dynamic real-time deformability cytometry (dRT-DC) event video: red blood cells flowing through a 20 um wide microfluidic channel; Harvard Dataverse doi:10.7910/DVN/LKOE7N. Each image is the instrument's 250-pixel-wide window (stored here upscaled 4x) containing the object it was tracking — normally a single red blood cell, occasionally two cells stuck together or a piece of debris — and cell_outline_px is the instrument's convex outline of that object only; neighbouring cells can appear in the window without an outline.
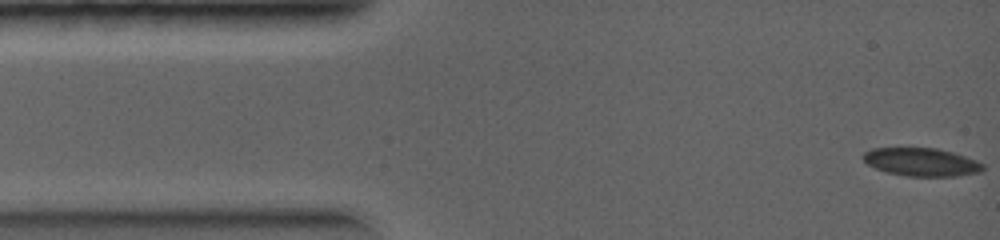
{"species": "common noctule bat (a hibernating species)", "species_latin": "Nyctalus noctula", "temperature_condition": "warm", "stored_images_in_passage": 33, "segment_of_instrument_passage": [1, 2], "camera_frame_rate_fps": 5000, "um_per_image_px": 0.085, "animal": {"sex": "female", "body_mass_g": 19.0, "forearm_length_mm": 56.7}, "frame": {"image": 1, "passage_image": 1, "time_ms": 0.0, "image_size_px": [1000, 240], "cell_outline_px": [[984, 168], [980, 172], [956, 176], [908, 176], [888, 172], [876, 168], [868, 164], [860, 156], [864, 152], [872, 148], [936, 148], [952, 152], [976, 160], [984, 164]], "centroid_in_image_um": [78.31, 13.77], "position_along_channel_um": 6.7, "area_um2": 19.54}}
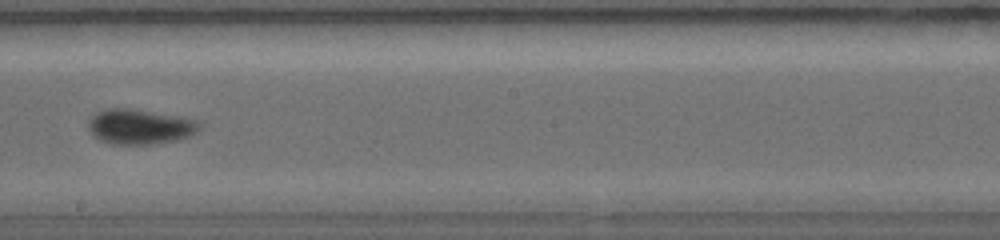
{"frame": {"image": 2, "passage_image": 16, "time_ms": 5.0, "image_size_px": [1000, 240], "cell_outline_px": [[200, 128], [196, 132], [188, 136], [176, 140], [152, 144], [112, 144], [100, 140], [92, 136], [88, 128], [88, 120], [96, 112], [108, 108], [128, 108], [180, 116], [200, 120]], "centroid_in_image_um": [11.87, 10.76], "position_along_channel_um": 236.3, "area_um2": 22.83}}
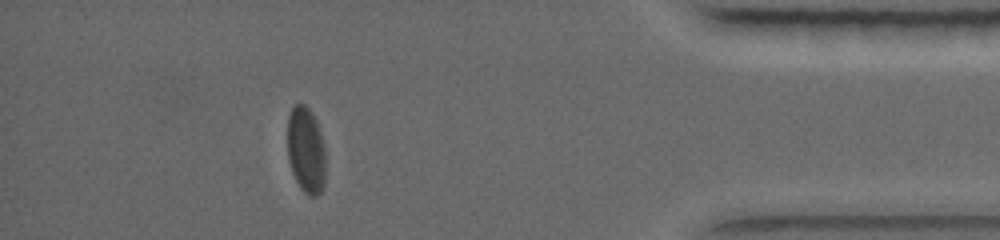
{"frame": {"image": 3, "passage_image": 27, "time_ms": 8.4, "image_size_px": [1000, 240], "cell_outline_px": [[324, 184], [320, 192], [316, 196], [308, 196], [300, 188], [292, 172], [288, 160], [288, 116], [292, 108], [296, 104], [304, 104], [312, 112], [316, 120], [320, 132], [324, 148]], "centroid_in_image_um": [25.99, 12.77], "position_along_channel_um": 409.2, "area_um2": 19.07}}